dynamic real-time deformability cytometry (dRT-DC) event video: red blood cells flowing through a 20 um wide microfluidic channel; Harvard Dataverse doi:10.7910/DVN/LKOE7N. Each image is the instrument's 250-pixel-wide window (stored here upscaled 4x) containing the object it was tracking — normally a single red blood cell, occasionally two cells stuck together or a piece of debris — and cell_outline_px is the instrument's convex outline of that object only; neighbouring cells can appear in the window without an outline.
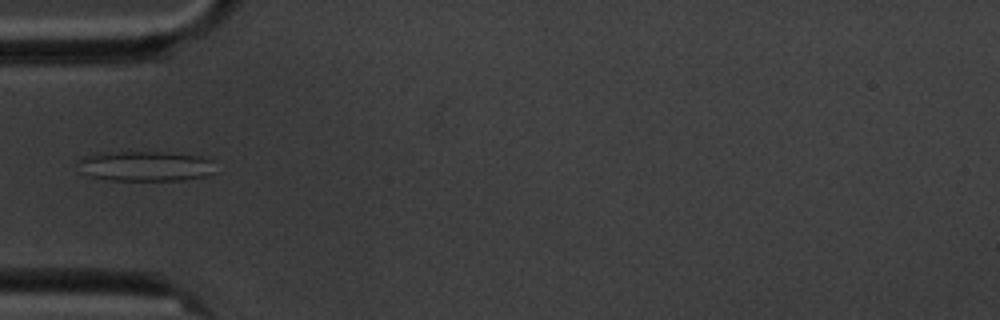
{"species": "common noctule bat (a hibernating species)", "species_latin": "Nyctalus noctula", "temperature_condition": "cold", "stored_images_in_passage": 7, "camera_frame_rate_fps": 3000, "um_per_image_px": 0.085, "animal": {"sex": "male", "body_mass_g": 20.1, "forearm_length_mm": 53.5}, "frame": {"image": 1, "passage_image": 5, "time_ms": 4.667, "image_size_px": [1000, 320], "cell_outline_px": [[216, 172], [208, 176], [184, 180], [108, 180], [92, 176], [80, 172], [80, 156], [100, 152], [160, 152], [200, 156], [212, 160]], "centroid_in_image_um": [12.38, 14.12], "position_along_channel_um": 72.6, "area_um2": 24.28}}
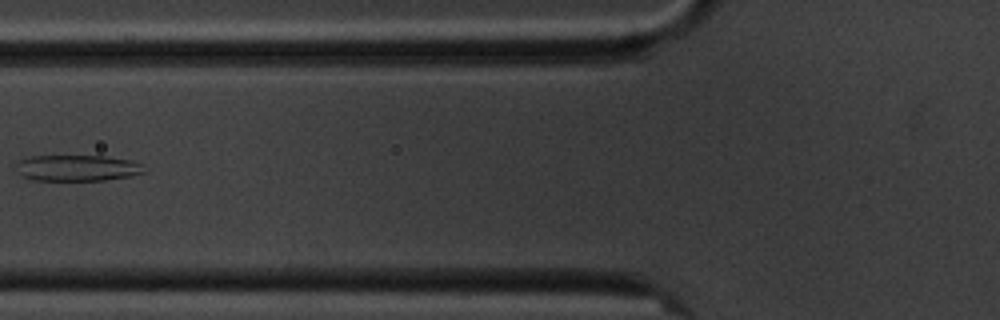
{"frame": {"image": 2, "passage_image": 6, "time_ms": 6.0, "image_size_px": [1000, 320], "cell_outline_px": [[144, 172], [132, 176], [104, 180], [32, 180], [24, 176], [20, 172], [16, 164], [20, 160], [32, 156], [104, 156], [132, 160], [140, 164]], "centroid_in_image_um": [6.59, 14.28], "position_along_channel_um": 119.2, "area_um2": 19.19}}